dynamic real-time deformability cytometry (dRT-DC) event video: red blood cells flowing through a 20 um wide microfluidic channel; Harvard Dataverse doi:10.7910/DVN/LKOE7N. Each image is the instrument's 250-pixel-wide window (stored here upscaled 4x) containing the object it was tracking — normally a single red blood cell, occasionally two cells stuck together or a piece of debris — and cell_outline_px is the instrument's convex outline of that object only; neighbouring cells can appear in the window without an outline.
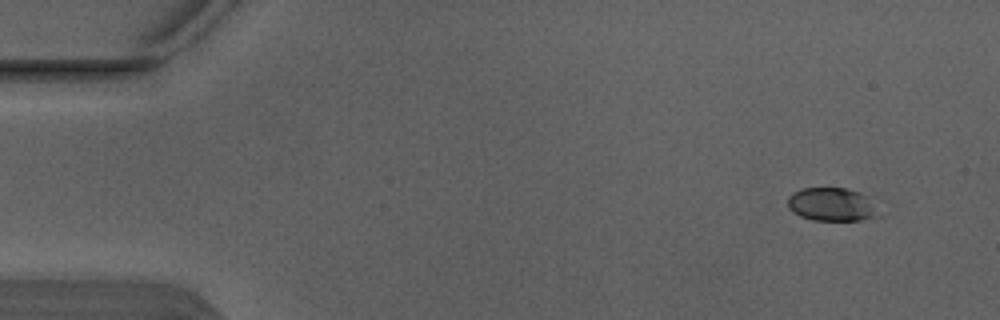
{"species": "Egyptian fruit bat (a non-hibernating species)", "species_latin": "Rousettus aegyptiacus", "temperature_condition": "warm", "stored_images_in_passage": 6, "camera_frame_rate_fps": 3000, "um_per_image_px": 0.085, "animal": {"sex": "male"}, "frame": {"image": 1, "passage_image": 1, "time_ms": 0.0, "image_size_px": [1000, 320], "cell_outline_px": [[880, 216], [860, 220], [812, 220], [800, 216], [792, 212], [788, 208], [788, 196], [792, 192], [800, 188], [848, 188], [860, 192], [868, 196]], "centroid_in_image_um": [70.67, 17.37], "position_along_channel_um": 14.3, "area_um2": 17.8}}